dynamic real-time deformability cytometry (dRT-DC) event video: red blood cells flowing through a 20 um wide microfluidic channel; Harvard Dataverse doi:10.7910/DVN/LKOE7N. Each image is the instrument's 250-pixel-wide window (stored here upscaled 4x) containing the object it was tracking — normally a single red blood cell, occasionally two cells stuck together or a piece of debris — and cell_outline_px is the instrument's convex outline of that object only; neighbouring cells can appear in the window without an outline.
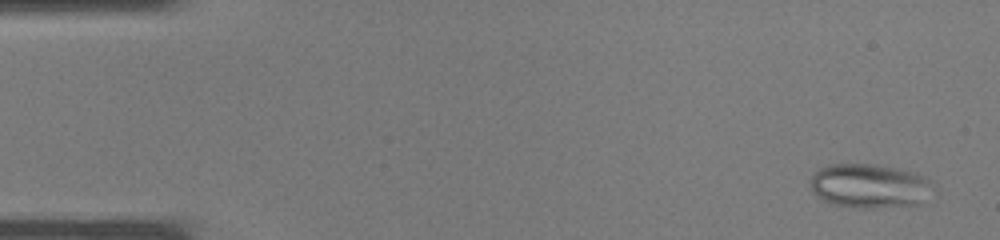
{"species": "common noctule bat (a hibernating species)", "species_latin": "Nyctalus noctula", "temperature_condition": "warm", "stored_images_in_passage": 37, "camera_frame_rate_fps": 3000, "um_per_image_px": 0.085, "animal": {"sex": "male", "body_mass_g": 19.0, "forearm_length_mm": 50.8}, "frame": {"image": 1, "passage_image": 2, "time_ms": 0.333, "image_size_px": [1000, 240], "cell_outline_px": [[928, 184], [920, 204], [872, 208], [860, 208], [832, 204], [816, 196], [812, 192], [812, 176], [820, 168], [828, 164], [876, 164], [896, 168], [912, 172], [928, 180]], "centroid_in_image_um": [73.78, 15.8], "position_along_channel_um": 11.2, "area_um2": 30.69}}
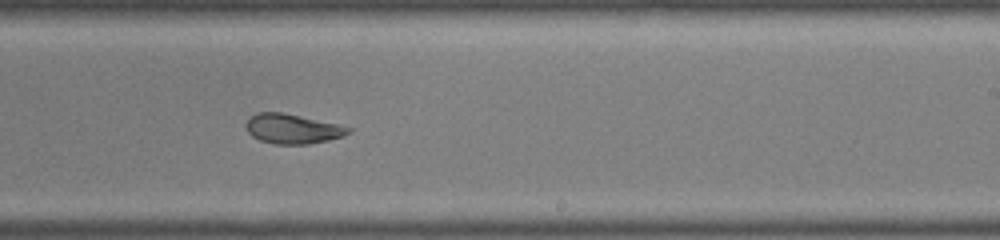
{"frame": {"image": 2, "passage_image": 23, "time_ms": 7.333, "image_size_px": [1000, 240], "cell_outline_px": [[352, 132], [344, 136], [328, 140], [308, 144], [272, 144], [260, 140], [252, 136], [248, 132], [244, 124], [256, 112], [280, 112], [336, 124], [352, 128]], "centroid_in_image_um": [24.85, 10.96], "position_along_channel_um": 264.2, "area_um2": 17.57}}
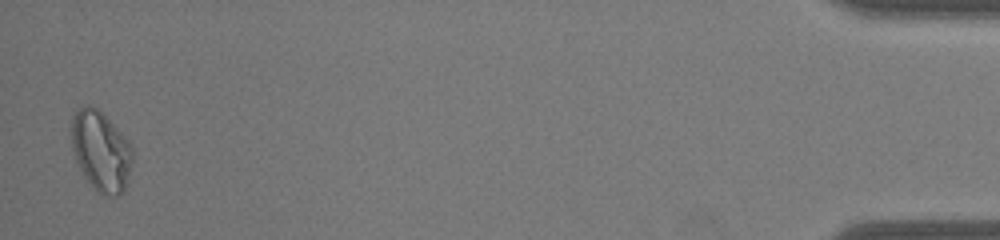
{"frame": {"image": 3, "passage_image": 37, "time_ms": 12.0, "image_size_px": [1000, 240], "cell_outline_px": [[132, 160], [124, 192], [120, 196], [100, 196], [92, 188], [84, 176], [76, 160], [72, 148], [72, 112], [84, 104], [88, 104], [96, 108], [116, 128], [132, 148]], "centroid_in_image_um": [8.55, 12.88], "position_along_channel_um": 426.7, "area_um2": 28.38}}